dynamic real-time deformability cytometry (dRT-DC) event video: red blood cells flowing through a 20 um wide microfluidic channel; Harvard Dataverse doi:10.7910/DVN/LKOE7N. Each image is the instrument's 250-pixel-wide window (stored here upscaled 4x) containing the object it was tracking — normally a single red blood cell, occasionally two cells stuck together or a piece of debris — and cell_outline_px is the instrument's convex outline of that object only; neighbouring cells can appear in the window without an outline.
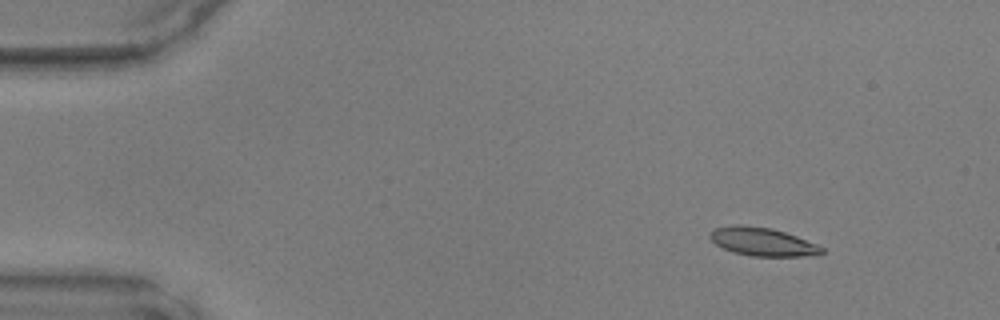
{"species": "common noctule bat (a hibernating species)", "species_latin": "Nyctalus noctula", "temperature_condition": "warm", "stored_images_in_passage": 44, "camera_frame_rate_fps": 3000, "um_per_image_px": 0.085, "animal": {"sex": "male", "body_mass_g": 17.9, "forearm_length_mm": 54.2}, "frame": {"image": 1, "passage_image": 2, "time_ms": 0.333, "image_size_px": [1000, 320], "cell_outline_px": [[824, 252], [820, 256], [752, 256], [732, 252], [716, 244], [708, 236], [716, 228], [732, 224], [740, 224], [772, 228], [796, 236], [816, 244], [824, 248]], "centroid_in_image_um": [64.84, 20.55], "position_along_channel_um": 20.2, "area_um2": 18.5}}
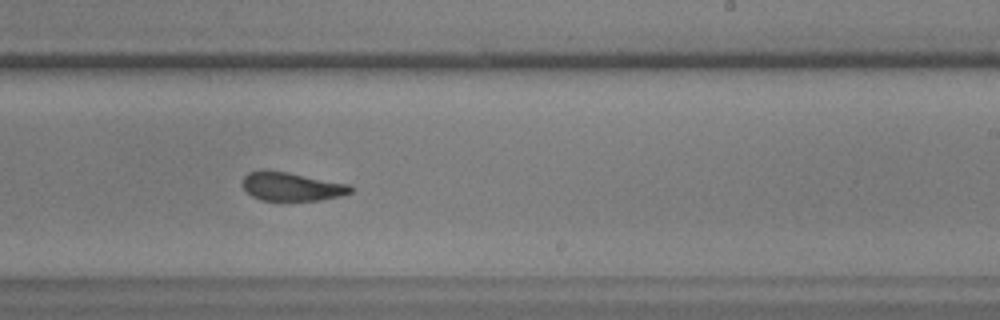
{"frame": {"image": 2, "passage_image": 26, "time_ms": 8.333, "image_size_px": [1000, 320], "cell_outline_px": [[352, 192], [340, 196], [320, 200], [260, 200], [252, 196], [244, 188], [244, 176], [248, 172], [288, 172], [352, 184]], "centroid_in_image_um": [24.87, 15.87], "position_along_channel_um": 264.1, "area_um2": 17.63}}
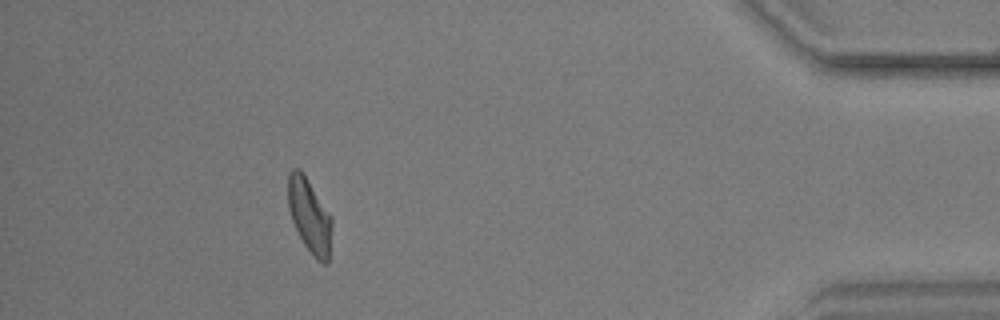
{"frame": {"image": 3, "passage_image": 40, "time_ms": 13.0, "image_size_px": [1000, 320], "cell_outline_px": [[332, 224], [328, 264], [324, 264], [316, 260], [304, 244], [292, 220], [288, 208], [288, 172], [292, 168], [300, 168], [304, 172], [332, 216]], "centroid_in_image_um": [26.31, 18.29], "position_along_channel_um": 408.9, "area_um2": 19.19}}